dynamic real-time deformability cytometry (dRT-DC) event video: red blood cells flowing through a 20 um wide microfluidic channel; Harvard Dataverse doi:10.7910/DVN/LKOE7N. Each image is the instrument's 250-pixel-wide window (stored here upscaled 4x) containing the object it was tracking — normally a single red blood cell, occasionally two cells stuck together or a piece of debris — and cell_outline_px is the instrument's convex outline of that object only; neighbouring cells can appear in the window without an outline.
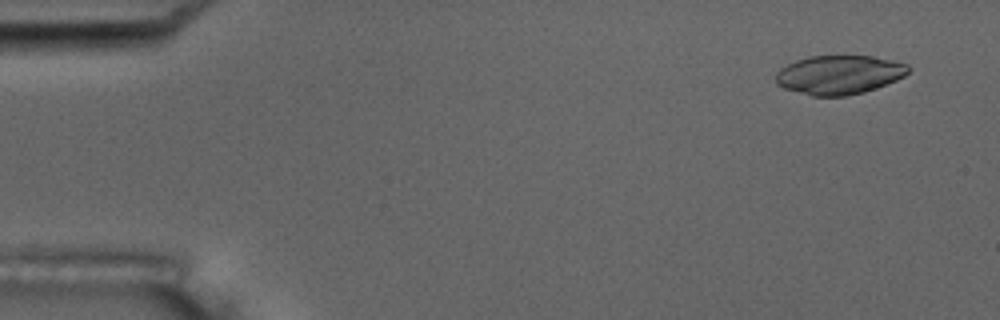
{"species": "common noctule bat (a hibernating species)", "species_latin": "Nyctalus noctula", "temperature_condition": "room temperature", "stored_images_in_passage": 5, "camera_frame_rate_fps": 3000, "um_per_image_px": 0.085, "animal": {"sex": "male", "body_mass_g": 17.5, "forearm_length_mm": 52.3}, "frame": {"image": 1, "passage_image": 2, "time_ms": 1.0, "image_size_px": [1000, 320], "cell_outline_px": [[908, 72], [904, 76], [896, 80], [876, 88], [864, 92], [844, 96], [812, 96], [784, 88], [776, 84], [776, 72], [780, 68], [796, 60], [808, 56], [872, 56], [892, 60], [908, 64]], "centroid_in_image_um": [71.31, 6.35], "position_along_channel_um": 13.7, "area_um2": 30.06}}